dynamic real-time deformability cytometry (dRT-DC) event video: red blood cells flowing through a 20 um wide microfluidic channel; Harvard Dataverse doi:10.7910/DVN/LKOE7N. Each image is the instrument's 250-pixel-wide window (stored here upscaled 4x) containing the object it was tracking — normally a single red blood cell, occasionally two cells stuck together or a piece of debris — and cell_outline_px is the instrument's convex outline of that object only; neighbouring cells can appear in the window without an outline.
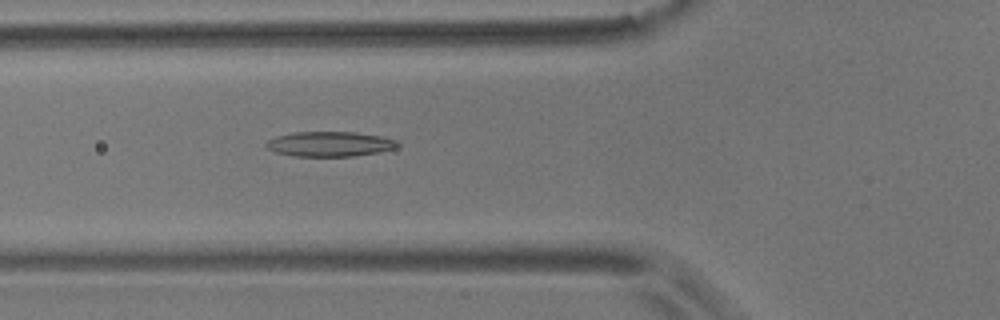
{"species": "common noctule bat (a hibernating species)", "species_latin": "Nyctalus noctula", "temperature_condition": "room temperature", "stored_images_in_passage": 56, "camera_frame_rate_fps": 3000, "um_per_image_px": 0.085, "animal": {"sex": "male", "body_mass_g": 17.9}, "frame": {"image": 1, "passage_image": 20, "time_ms": 6.333, "image_size_px": [1000, 320], "cell_outline_px": [[400, 144], [396, 148], [376, 152], [352, 156], [292, 156], [276, 152], [268, 148], [264, 144], [268, 140], [276, 136], [292, 132], [356, 132], [384, 136], [400, 140]], "centroid_in_image_um": [28.06, 12.23], "position_along_channel_um": 97.7, "area_um2": 19.25}}
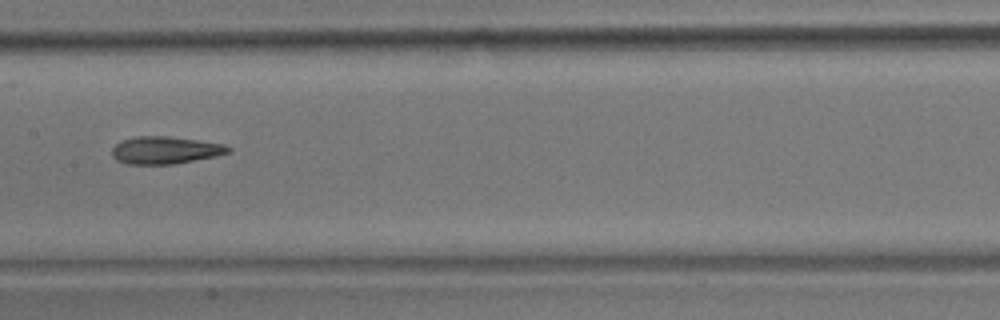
{"frame": {"image": 2, "passage_image": 28, "time_ms": 9.0, "image_size_px": [1000, 320], "cell_outline_px": [[232, 152], [216, 156], [172, 164], [128, 164], [116, 160], [112, 156], [112, 148], [120, 140], [136, 136], [168, 136], [224, 144], [232, 148]], "centroid_in_image_um": [14.03, 12.76], "position_along_channel_um": 193.4, "area_um2": 18.61}}
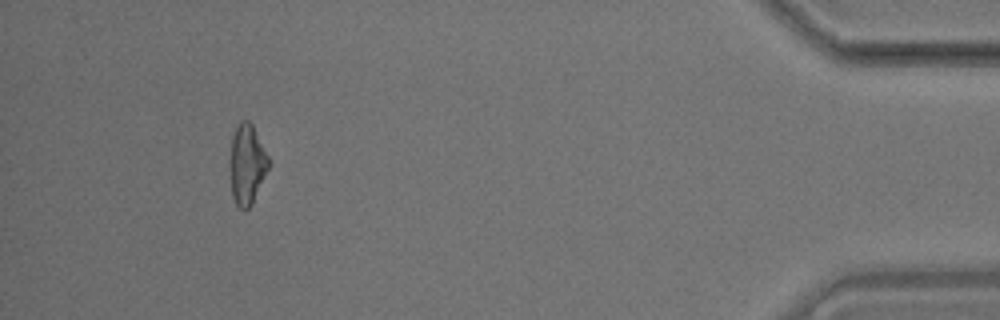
{"frame": {"image": 3, "passage_image": 52, "time_ms": 17.0, "image_size_px": [1000, 320], "cell_outline_px": [[272, 164], [252, 204], [248, 208], [240, 208], [236, 204], [232, 196], [232, 136], [236, 124], [240, 120], [248, 120], [252, 124]], "centroid_in_image_um": [21.05, 13.95], "position_along_channel_um": 414.1, "area_um2": 17.74}, "authors_computed_cell_mechanics": {"area_um2": 18.6694, "velocity_mm_per_s": 3.5632, "shape_relaxation_time_tau1_ms": null, "shape_relaxation_time_tau2_ms": 4.6486, "deformation_change_tau1": null, "deformation_change_tau2": 0.1582}}